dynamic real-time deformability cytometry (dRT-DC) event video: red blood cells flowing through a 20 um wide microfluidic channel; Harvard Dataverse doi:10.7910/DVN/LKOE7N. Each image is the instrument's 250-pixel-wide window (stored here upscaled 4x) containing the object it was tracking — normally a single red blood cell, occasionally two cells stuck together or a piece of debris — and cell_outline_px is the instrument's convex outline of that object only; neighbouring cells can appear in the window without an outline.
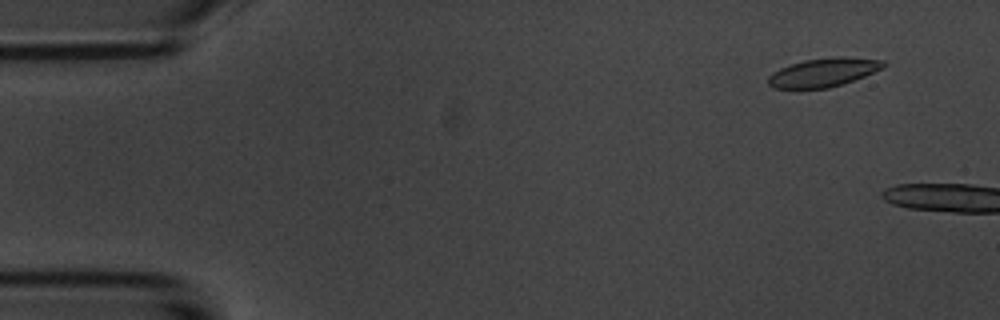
{"species": "common noctule bat (a hibernating species)", "species_latin": "Nyctalus noctula", "temperature_condition": "room temperature", "stored_images_in_passage": 2, "camera_frame_rate_fps": 3000, "um_per_image_px": 0.085, "animal": {"sex": "male", "body_mass_g": 20.1, "forearm_length_mm": 53.5}, "frame": {"image": 1, "passage_image": 1, "time_ms": 0.0, "image_size_px": [1000, 320], "cell_outline_px": [[884, 68], [864, 76], [828, 88], [772, 88], [768, 84], [768, 76], [772, 72], [780, 68], [804, 60], [840, 56], [844, 56], [884, 60]], "centroid_in_image_um": [69.98, 6.14], "position_along_channel_um": 15.0, "area_um2": 19.07}}